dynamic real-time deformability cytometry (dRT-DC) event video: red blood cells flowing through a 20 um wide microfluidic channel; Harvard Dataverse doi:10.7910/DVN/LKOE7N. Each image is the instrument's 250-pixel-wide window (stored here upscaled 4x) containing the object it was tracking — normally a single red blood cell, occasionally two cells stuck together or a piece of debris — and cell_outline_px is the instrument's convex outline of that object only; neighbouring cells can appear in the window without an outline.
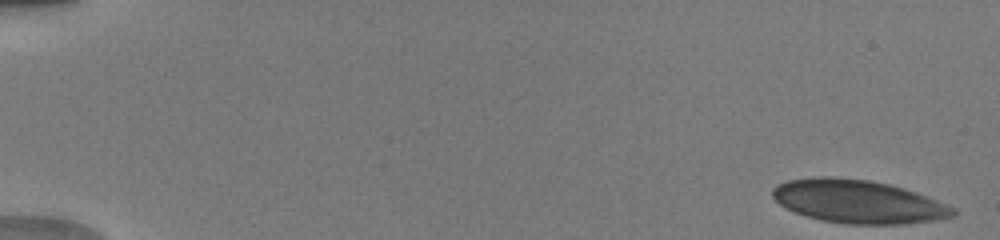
{"species": "human", "species_latin": "Homo sapiens", "temperature_condition": "warm", "stored_images_in_passage": 50, "camera_frame_rate_fps": 3000, "um_per_image_px": 0.085, "donor": {"sex": "male"}, "frame": {"image": 1, "passage_image": 1, "time_ms": 0.0, "image_size_px": [1000, 240], "cell_outline_px": [[956, 216], [932, 220], [904, 224], [844, 224], [820, 220], [796, 212], [780, 204], [772, 196], [772, 188], [776, 184], [788, 180], [820, 176], [832, 176], [868, 180], [888, 184], [904, 188], [916, 192], [956, 208]], "centroid_in_image_um": [72.94, 17.13], "position_along_channel_um": 12.1, "area_um2": 45.43}}
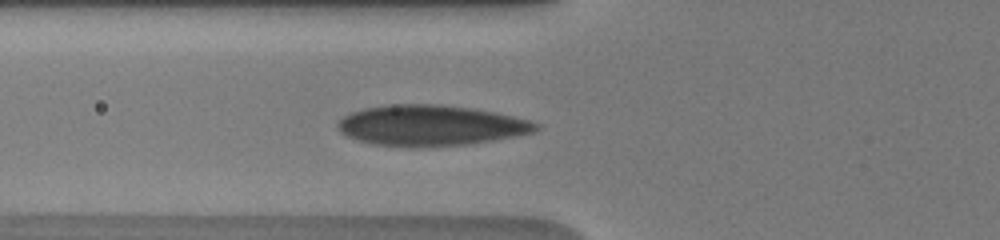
{"frame": {"image": 2, "passage_image": 19, "time_ms": 6.0, "image_size_px": [1000, 240], "cell_outline_px": [[540, 128], [536, 132], [492, 140], [468, 144], [420, 148], [372, 144], [348, 136], [340, 132], [336, 128], [336, 124], [344, 116], [352, 112], [364, 108], [384, 104], [440, 104], [472, 108], [496, 112], [532, 120], [540, 124]], "centroid_in_image_um": [36.63, 10.66], "position_along_channel_um": 89.2, "area_um2": 47.4}}
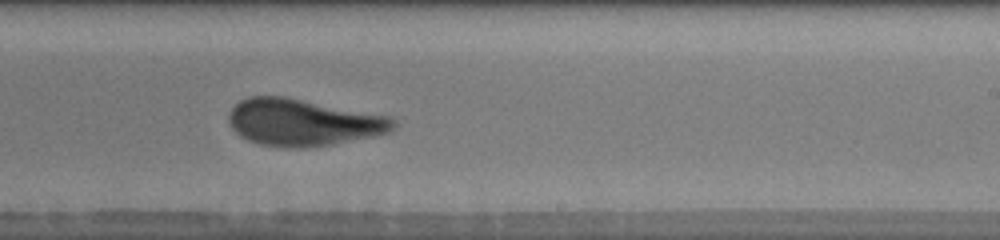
{"frame": {"image": 3, "passage_image": 32, "time_ms": 10.333, "image_size_px": [1000, 240], "cell_outline_px": [[396, 128], [388, 132], [372, 136], [332, 144], [300, 148], [260, 144], [248, 140], [240, 136], [232, 128], [228, 120], [228, 112], [240, 100], [248, 96], [284, 96], [392, 116], [396, 120]], "centroid_in_image_um": [25.77, 10.38], "position_along_channel_um": 263.2, "area_um2": 44.97}, "authors_computed_cell_mechanics": {"area_um2": 45.1129, "velocity_mm_per_s": 4.0153, "shape_relaxation_time_tau1_ms": 5.4769, "shape_relaxation_time_tau2_ms": 1.3721, "deformation_change_tau1": 0.1387, "deformation_change_tau2": 0.0646}}